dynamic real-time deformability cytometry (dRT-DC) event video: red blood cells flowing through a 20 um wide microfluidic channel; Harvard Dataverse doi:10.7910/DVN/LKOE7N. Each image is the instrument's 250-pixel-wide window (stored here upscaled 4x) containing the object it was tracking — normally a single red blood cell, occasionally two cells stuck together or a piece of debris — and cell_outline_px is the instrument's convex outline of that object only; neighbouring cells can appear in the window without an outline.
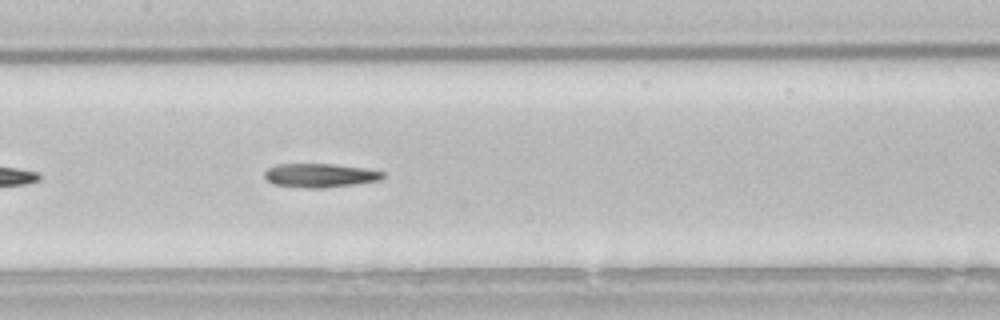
{"species": "common noctule bat (a hibernating species)", "species_latin": "Nyctalus noctula", "temperature_condition": "room temperature", "stored_images_in_passage": 39, "camera_frame_rate_fps": 3000, "um_per_image_px": 0.085, "animal": {"sex": "male", "body_mass_g": 21.5, "forearm_length_mm": 52.0}, "frame": {"image": 1, "passage_image": 12, "time_ms": 3.667, "image_size_px": [1000, 320], "cell_outline_px": [[384, 176], [380, 180], [324, 188], [304, 188], [272, 184], [264, 176], [264, 172], [268, 168], [276, 164], [332, 164], [364, 168], [384, 172]], "centroid_in_image_um": [27.16, 14.91], "position_along_channel_um": 180.2, "area_um2": 16.36}, "authors_computed_cell_mechanics": {"area_um2": 16.4152, "velocity_mm_per_s": 3.8539, "shape_relaxation_time_tau1_ms": 11.1122, "shape_relaxation_time_tau2_ms": null, "deformation_change_tau1": 0.2966, "deformation_change_tau2": null}}